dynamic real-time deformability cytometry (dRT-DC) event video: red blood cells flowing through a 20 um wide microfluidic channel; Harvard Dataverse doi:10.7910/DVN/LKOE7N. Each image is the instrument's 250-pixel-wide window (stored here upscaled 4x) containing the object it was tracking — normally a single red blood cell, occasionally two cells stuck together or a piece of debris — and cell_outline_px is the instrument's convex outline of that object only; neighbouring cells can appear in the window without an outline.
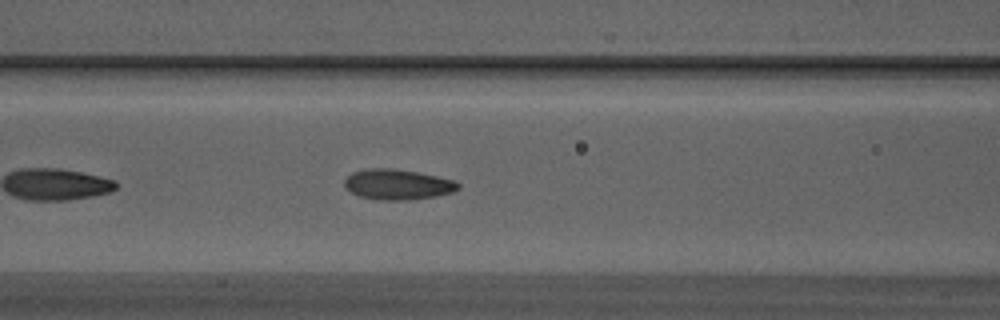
{"species": "Egyptian fruit bat (a non-hibernating species)", "species_latin": "Rousettus aegyptiacus", "temperature_condition": "warm", "stored_images_in_passage": 24, "camera_frame_rate_fps": 3000, "um_per_image_px": 0.085, "animal": {"sex": "male"}, "frame": {"image": 1, "passage_image": 8, "time_ms": 2.333, "image_size_px": [1000, 320], "cell_outline_px": [[460, 188], [452, 192], [436, 196], [408, 200], [380, 200], [360, 196], [352, 192], [344, 184], [344, 180], [352, 172], [372, 168], [392, 168], [416, 172], [436, 176], [452, 180], [460, 184]], "centroid_in_image_um": [33.8, 15.68], "position_along_channel_um": 132.8, "area_um2": 19.88}}
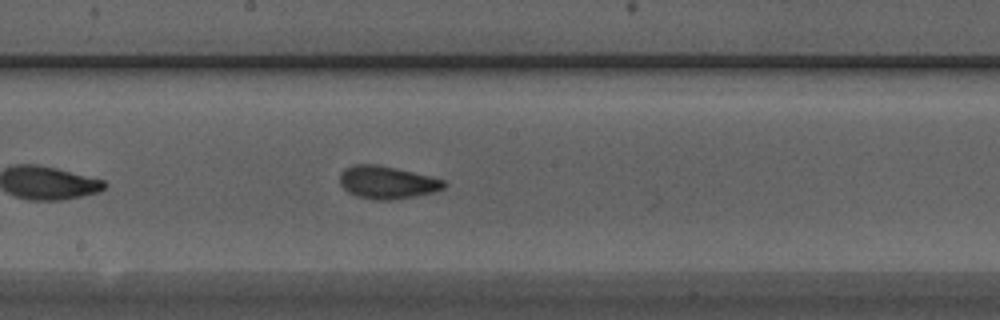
{"frame": {"image": 2, "passage_image": 14, "time_ms": 4.333, "image_size_px": [1000, 320], "cell_outline_px": [[448, 184], [444, 188], [432, 192], [416, 196], [392, 200], [376, 200], [356, 196], [348, 192], [340, 184], [340, 172], [344, 168], [352, 164], [376, 164], [412, 172], [444, 180]], "centroid_in_image_um": [32.87, 15.5], "position_along_channel_um": 215.3, "area_um2": 19.83}}
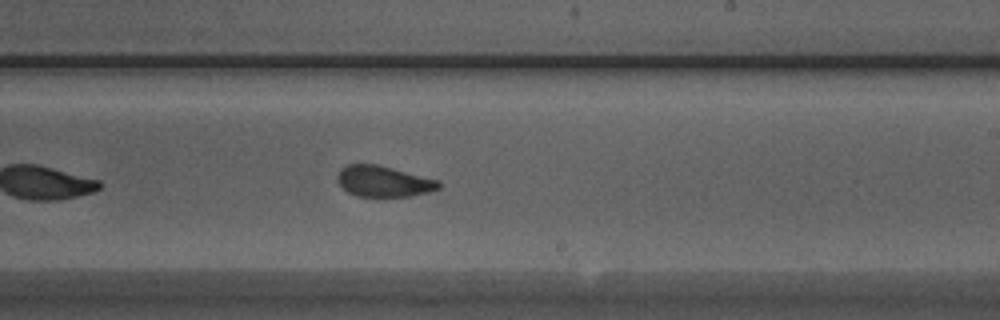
{"frame": {"image": 3, "passage_image": 17, "time_ms": 5.333, "image_size_px": [1000, 320], "cell_outline_px": [[440, 188], [428, 192], [408, 196], [384, 200], [356, 196], [348, 192], [336, 180], [336, 176], [340, 168], [348, 164], [376, 164], [440, 180]], "centroid_in_image_um": [32.58, 15.46], "position_along_channel_um": 256.4, "area_um2": 18.96}}